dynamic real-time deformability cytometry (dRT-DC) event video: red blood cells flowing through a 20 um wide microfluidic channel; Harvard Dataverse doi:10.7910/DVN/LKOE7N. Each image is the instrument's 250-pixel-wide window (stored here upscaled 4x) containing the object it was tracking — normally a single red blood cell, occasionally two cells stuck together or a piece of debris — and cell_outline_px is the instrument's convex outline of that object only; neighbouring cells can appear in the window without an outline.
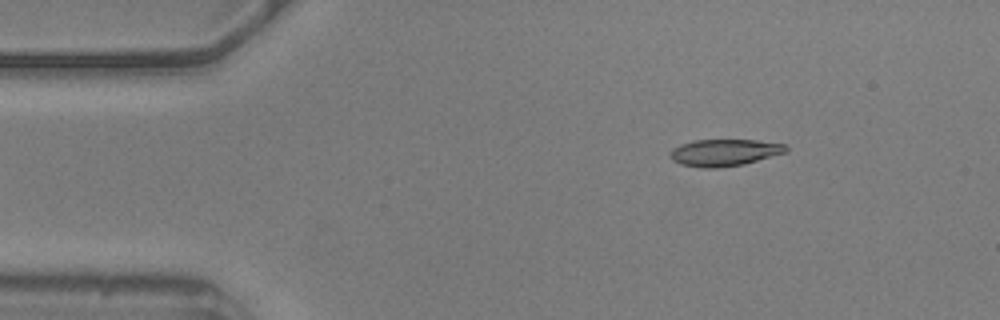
{"species": "common noctule bat (a hibernating species)", "species_latin": "Nyctalus noctula", "temperature_condition": "warm", "stored_images_in_passage": 42, "camera_frame_rate_fps": 3000, "um_per_image_px": 0.085, "animal": {"sex": "male", "body_mass_g": 20.5, "forearm_length_mm": 52.5}, "frame": {"image": 1, "passage_image": 1, "time_ms": 0.0, "image_size_px": [1000, 320], "cell_outline_px": [[788, 152], [744, 164], [716, 168], [700, 168], [680, 164], [672, 160], [672, 148], [680, 144], [696, 140], [756, 140], [788, 144]], "centroid_in_image_um": [61.62, 12.97], "position_along_channel_um": 23.4, "area_um2": 18.21}}
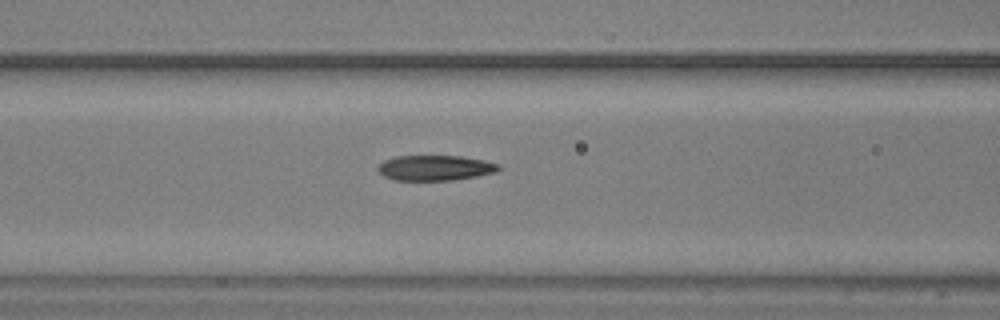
{"frame": {"image": 2, "passage_image": 15, "time_ms": 4.667, "image_size_px": [1000, 320], "cell_outline_px": [[500, 168], [496, 172], [476, 176], [452, 180], [396, 180], [384, 176], [376, 168], [384, 160], [396, 156], [460, 156], [484, 160], [500, 164]], "centroid_in_image_um": [36.99, 14.26], "position_along_channel_um": 129.6, "area_um2": 17.69}}
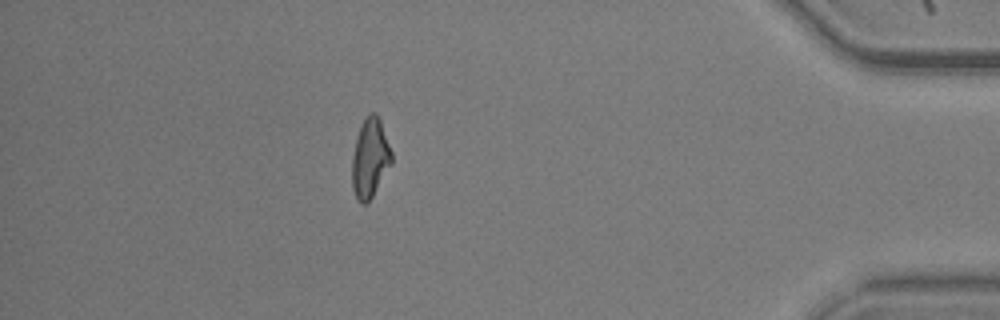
{"frame": {"image": 3, "passage_image": 42, "time_ms": 13.667, "image_size_px": [1000, 320], "cell_outline_px": [[392, 164], [368, 204], [360, 204], [356, 200], [352, 188], [352, 156], [356, 140], [360, 128], [364, 120], [372, 112], [376, 112], [380, 120], [392, 152]], "centroid_in_image_um": [31.46, 13.52], "position_along_channel_um": 403.7, "area_um2": 18.32}, "authors_computed_cell_mechanics": {"area_um2": 18.1781, "velocity_mm_per_s": 3.6092, "shape_relaxation_time_tau1_ms": 5.431, "shape_relaxation_time_tau2_ms": 3.129, "deformation_change_tau1": 0.1795, "deformation_change_tau2": 0.1181}}